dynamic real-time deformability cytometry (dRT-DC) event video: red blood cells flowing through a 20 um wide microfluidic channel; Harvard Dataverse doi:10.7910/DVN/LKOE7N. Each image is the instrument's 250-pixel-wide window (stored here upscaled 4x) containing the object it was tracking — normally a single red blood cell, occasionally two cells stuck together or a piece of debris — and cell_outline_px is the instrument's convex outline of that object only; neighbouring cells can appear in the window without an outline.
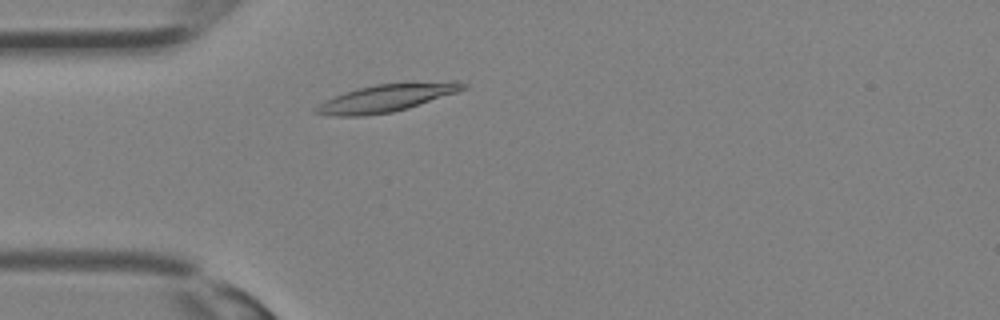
{"species": "Egyptian fruit bat (a non-hibernating species)", "species_latin": "Rousettus aegyptiacus", "temperature_condition": "room temperature", "stored_images_in_passage": 29, "camera_frame_rate_fps": 3000, "um_per_image_px": 0.085, "animal": {"sex": "female"}, "frame": {"image": 1, "passage_image": 5, "time_ms": 1.333, "image_size_px": [1000, 320], "cell_outline_px": [[468, 88], [408, 108], [392, 112], [364, 116], [332, 116], [312, 112], [312, 108], [332, 96], [344, 92], [376, 84], [452, 80], [456, 80], [468, 84]], "centroid_in_image_um": [32.85, 8.32], "position_along_channel_um": 52.1, "area_um2": 23.87}}
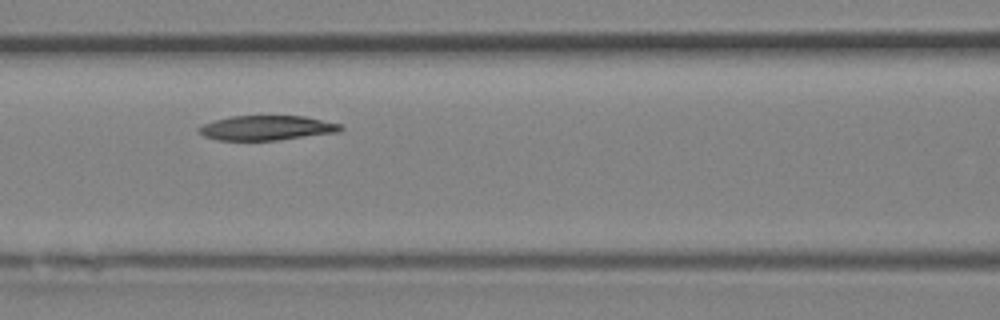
{"frame": {"image": 2, "passage_image": 10, "time_ms": 3.0, "image_size_px": [1000, 320], "cell_outline_px": [[344, 128], [340, 132], [276, 140], [216, 140], [204, 136], [196, 128], [204, 124], [228, 116], [304, 116], [340, 124]], "centroid_in_image_um": [22.67, 10.87], "position_along_channel_um": 143.9, "area_um2": 20.29}}
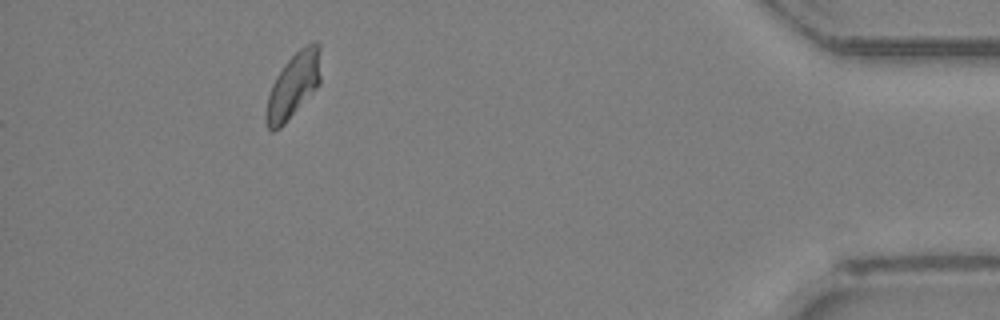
{"frame": {"image": 3, "passage_image": 26, "time_ms": 8.333, "image_size_px": [1000, 320], "cell_outline_px": [[320, 84], [284, 124], [280, 128], [272, 132], [268, 128], [264, 120], [264, 116], [268, 96], [272, 84], [276, 76], [284, 64], [300, 48], [316, 40], [320, 44]], "centroid_in_image_um": [24.92, 7.27], "position_along_channel_um": 410.3, "area_um2": 20.75}}